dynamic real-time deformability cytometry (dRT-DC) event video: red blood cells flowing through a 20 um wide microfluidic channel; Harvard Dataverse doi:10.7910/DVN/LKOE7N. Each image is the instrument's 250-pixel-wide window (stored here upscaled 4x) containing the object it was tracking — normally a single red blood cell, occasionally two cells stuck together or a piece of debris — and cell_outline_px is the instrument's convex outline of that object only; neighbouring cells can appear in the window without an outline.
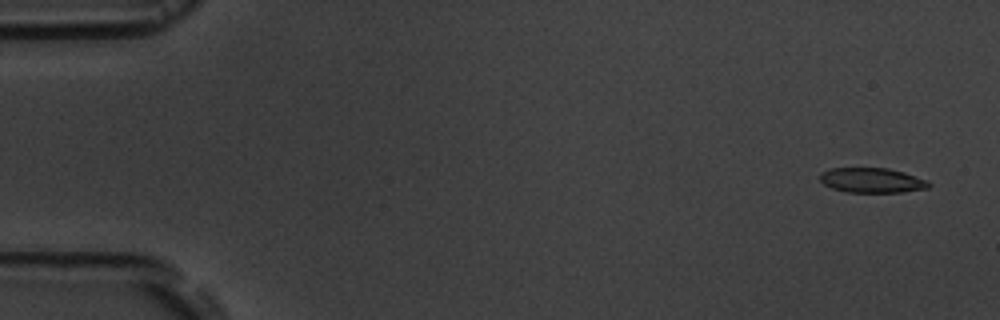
{"species": "common noctule bat (a hibernating species)", "species_latin": "Nyctalus noctula", "temperature_condition": "room temperature", "stored_images_in_passage": 5, "camera_frame_rate_fps": 3000, "um_per_image_px": 0.085, "animal": {"sex": "male", "body_mass_g": 19.5, "forearm_length_mm": 54.6}, "frame": {"image": 1, "passage_image": 1, "time_ms": 0.0, "image_size_px": [1000, 320], "cell_outline_px": [[932, 184], [928, 188], [900, 192], [848, 192], [832, 188], [824, 184], [820, 180], [820, 172], [828, 168], [888, 168], [904, 172], [928, 180]], "centroid_in_image_um": [74.11, 15.32], "position_along_channel_um": 10.9, "area_um2": 15.84}}
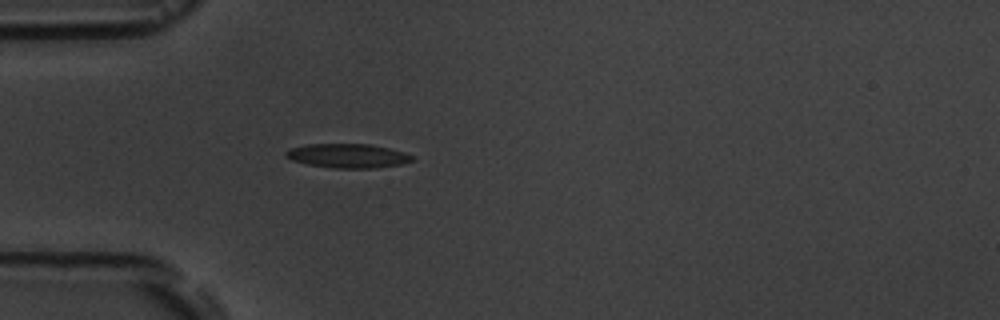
{"frame": {"image": 2, "passage_image": 5, "time_ms": 4.667, "image_size_px": [1000, 320], "cell_outline_px": [[412, 160], [400, 164], [376, 168], [332, 168], [308, 164], [292, 160], [284, 156], [284, 152], [288, 148], [308, 144], [368, 144], [388, 148], [404, 152], [412, 156]], "centroid_in_image_um": [29.49, 13.24], "position_along_channel_um": 55.5, "area_um2": 17.69}}